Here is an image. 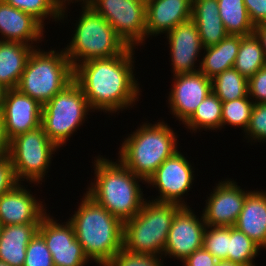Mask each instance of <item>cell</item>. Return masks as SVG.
Segmentation results:
<instances>
[{"label":"cell","mask_w":266,"mask_h":266,"mask_svg":"<svg viewBox=\"0 0 266 266\" xmlns=\"http://www.w3.org/2000/svg\"><path fill=\"white\" fill-rule=\"evenodd\" d=\"M24 266H54L52 254L38 232L27 245Z\"/></svg>","instance_id":"cell-35"},{"label":"cell","mask_w":266,"mask_h":266,"mask_svg":"<svg viewBox=\"0 0 266 266\" xmlns=\"http://www.w3.org/2000/svg\"><path fill=\"white\" fill-rule=\"evenodd\" d=\"M165 257L132 253L122 248L105 266H165Z\"/></svg>","instance_id":"cell-34"},{"label":"cell","mask_w":266,"mask_h":266,"mask_svg":"<svg viewBox=\"0 0 266 266\" xmlns=\"http://www.w3.org/2000/svg\"><path fill=\"white\" fill-rule=\"evenodd\" d=\"M40 223L2 226L0 232V261L11 266H24L26 248L38 232Z\"/></svg>","instance_id":"cell-22"},{"label":"cell","mask_w":266,"mask_h":266,"mask_svg":"<svg viewBox=\"0 0 266 266\" xmlns=\"http://www.w3.org/2000/svg\"><path fill=\"white\" fill-rule=\"evenodd\" d=\"M166 36L169 42L173 75L199 71L200 65L196 66V63L204 46L196 24L192 20H188L178 24Z\"/></svg>","instance_id":"cell-16"},{"label":"cell","mask_w":266,"mask_h":266,"mask_svg":"<svg viewBox=\"0 0 266 266\" xmlns=\"http://www.w3.org/2000/svg\"><path fill=\"white\" fill-rule=\"evenodd\" d=\"M218 260L204 247L195 250L190 256L182 261L183 266H212Z\"/></svg>","instance_id":"cell-40"},{"label":"cell","mask_w":266,"mask_h":266,"mask_svg":"<svg viewBox=\"0 0 266 266\" xmlns=\"http://www.w3.org/2000/svg\"><path fill=\"white\" fill-rule=\"evenodd\" d=\"M234 227L266 250V190H251Z\"/></svg>","instance_id":"cell-21"},{"label":"cell","mask_w":266,"mask_h":266,"mask_svg":"<svg viewBox=\"0 0 266 266\" xmlns=\"http://www.w3.org/2000/svg\"><path fill=\"white\" fill-rule=\"evenodd\" d=\"M251 23L266 24V0H244Z\"/></svg>","instance_id":"cell-39"},{"label":"cell","mask_w":266,"mask_h":266,"mask_svg":"<svg viewBox=\"0 0 266 266\" xmlns=\"http://www.w3.org/2000/svg\"><path fill=\"white\" fill-rule=\"evenodd\" d=\"M6 91H7V88L4 87L0 83V113L2 112V107H3V103H4V98H5Z\"/></svg>","instance_id":"cell-43"},{"label":"cell","mask_w":266,"mask_h":266,"mask_svg":"<svg viewBox=\"0 0 266 266\" xmlns=\"http://www.w3.org/2000/svg\"><path fill=\"white\" fill-rule=\"evenodd\" d=\"M212 266H242L238 263H233L231 261L223 260V261H218L216 264Z\"/></svg>","instance_id":"cell-44"},{"label":"cell","mask_w":266,"mask_h":266,"mask_svg":"<svg viewBox=\"0 0 266 266\" xmlns=\"http://www.w3.org/2000/svg\"><path fill=\"white\" fill-rule=\"evenodd\" d=\"M262 248L236 227H229L228 261L242 266H256L254 259Z\"/></svg>","instance_id":"cell-31"},{"label":"cell","mask_w":266,"mask_h":266,"mask_svg":"<svg viewBox=\"0 0 266 266\" xmlns=\"http://www.w3.org/2000/svg\"><path fill=\"white\" fill-rule=\"evenodd\" d=\"M193 0H151L146 4V38L167 34L191 20Z\"/></svg>","instance_id":"cell-19"},{"label":"cell","mask_w":266,"mask_h":266,"mask_svg":"<svg viewBox=\"0 0 266 266\" xmlns=\"http://www.w3.org/2000/svg\"><path fill=\"white\" fill-rule=\"evenodd\" d=\"M242 37V35H228L217 45L204 48V56L199 63V71L212 79L226 69L232 68Z\"/></svg>","instance_id":"cell-25"},{"label":"cell","mask_w":266,"mask_h":266,"mask_svg":"<svg viewBox=\"0 0 266 266\" xmlns=\"http://www.w3.org/2000/svg\"><path fill=\"white\" fill-rule=\"evenodd\" d=\"M73 80L74 67L64 50L44 51L35 48L16 89L43 106Z\"/></svg>","instance_id":"cell-6"},{"label":"cell","mask_w":266,"mask_h":266,"mask_svg":"<svg viewBox=\"0 0 266 266\" xmlns=\"http://www.w3.org/2000/svg\"><path fill=\"white\" fill-rule=\"evenodd\" d=\"M10 149V139L7 136L5 123L0 113V158L8 156Z\"/></svg>","instance_id":"cell-41"},{"label":"cell","mask_w":266,"mask_h":266,"mask_svg":"<svg viewBox=\"0 0 266 266\" xmlns=\"http://www.w3.org/2000/svg\"><path fill=\"white\" fill-rule=\"evenodd\" d=\"M179 204L145 200L141 210L124 222L123 248L132 253L163 256Z\"/></svg>","instance_id":"cell-7"},{"label":"cell","mask_w":266,"mask_h":266,"mask_svg":"<svg viewBox=\"0 0 266 266\" xmlns=\"http://www.w3.org/2000/svg\"><path fill=\"white\" fill-rule=\"evenodd\" d=\"M134 49L129 47L123 54L85 61L74 68V80L93 112L116 114L136 105L141 90L134 76Z\"/></svg>","instance_id":"cell-1"},{"label":"cell","mask_w":266,"mask_h":266,"mask_svg":"<svg viewBox=\"0 0 266 266\" xmlns=\"http://www.w3.org/2000/svg\"><path fill=\"white\" fill-rule=\"evenodd\" d=\"M212 192L205 200L202 211L206 226H235L246 196L251 191L242 189L232 179H226L219 181Z\"/></svg>","instance_id":"cell-14"},{"label":"cell","mask_w":266,"mask_h":266,"mask_svg":"<svg viewBox=\"0 0 266 266\" xmlns=\"http://www.w3.org/2000/svg\"><path fill=\"white\" fill-rule=\"evenodd\" d=\"M244 137L248 142H266V103L254 104Z\"/></svg>","instance_id":"cell-36"},{"label":"cell","mask_w":266,"mask_h":266,"mask_svg":"<svg viewBox=\"0 0 266 266\" xmlns=\"http://www.w3.org/2000/svg\"><path fill=\"white\" fill-rule=\"evenodd\" d=\"M253 34L259 40L266 58V24L254 26Z\"/></svg>","instance_id":"cell-42"},{"label":"cell","mask_w":266,"mask_h":266,"mask_svg":"<svg viewBox=\"0 0 266 266\" xmlns=\"http://www.w3.org/2000/svg\"><path fill=\"white\" fill-rule=\"evenodd\" d=\"M219 16L229 35L247 36L253 34L244 0H218Z\"/></svg>","instance_id":"cell-26"},{"label":"cell","mask_w":266,"mask_h":266,"mask_svg":"<svg viewBox=\"0 0 266 266\" xmlns=\"http://www.w3.org/2000/svg\"><path fill=\"white\" fill-rule=\"evenodd\" d=\"M23 182L0 196V222L2 226L40 223L47 214L43 201L35 198ZM45 207V208H44Z\"/></svg>","instance_id":"cell-17"},{"label":"cell","mask_w":266,"mask_h":266,"mask_svg":"<svg viewBox=\"0 0 266 266\" xmlns=\"http://www.w3.org/2000/svg\"><path fill=\"white\" fill-rule=\"evenodd\" d=\"M89 111L92 112L81 87L73 80L42 106L41 125L60 149L83 125Z\"/></svg>","instance_id":"cell-8"},{"label":"cell","mask_w":266,"mask_h":266,"mask_svg":"<svg viewBox=\"0 0 266 266\" xmlns=\"http://www.w3.org/2000/svg\"><path fill=\"white\" fill-rule=\"evenodd\" d=\"M57 150L59 148L48 138L42 125L12 138L8 156L16 180L42 184L51 166L52 154Z\"/></svg>","instance_id":"cell-9"},{"label":"cell","mask_w":266,"mask_h":266,"mask_svg":"<svg viewBox=\"0 0 266 266\" xmlns=\"http://www.w3.org/2000/svg\"><path fill=\"white\" fill-rule=\"evenodd\" d=\"M205 228L203 215L199 219L190 206H182L173 218L163 255L182 262L203 247Z\"/></svg>","instance_id":"cell-13"},{"label":"cell","mask_w":266,"mask_h":266,"mask_svg":"<svg viewBox=\"0 0 266 266\" xmlns=\"http://www.w3.org/2000/svg\"><path fill=\"white\" fill-rule=\"evenodd\" d=\"M203 247L218 261H228L229 227L206 226L203 235Z\"/></svg>","instance_id":"cell-33"},{"label":"cell","mask_w":266,"mask_h":266,"mask_svg":"<svg viewBox=\"0 0 266 266\" xmlns=\"http://www.w3.org/2000/svg\"><path fill=\"white\" fill-rule=\"evenodd\" d=\"M211 81L212 92L222 102L249 97L248 79L242 76L234 67L217 74Z\"/></svg>","instance_id":"cell-29"},{"label":"cell","mask_w":266,"mask_h":266,"mask_svg":"<svg viewBox=\"0 0 266 266\" xmlns=\"http://www.w3.org/2000/svg\"><path fill=\"white\" fill-rule=\"evenodd\" d=\"M0 266H11V265L7 264L6 262L0 261Z\"/></svg>","instance_id":"cell-46"},{"label":"cell","mask_w":266,"mask_h":266,"mask_svg":"<svg viewBox=\"0 0 266 266\" xmlns=\"http://www.w3.org/2000/svg\"><path fill=\"white\" fill-rule=\"evenodd\" d=\"M254 102L249 97L238 98L223 102L221 129L226 125L240 127L246 131L248 128Z\"/></svg>","instance_id":"cell-32"},{"label":"cell","mask_w":266,"mask_h":266,"mask_svg":"<svg viewBox=\"0 0 266 266\" xmlns=\"http://www.w3.org/2000/svg\"><path fill=\"white\" fill-rule=\"evenodd\" d=\"M86 1L87 0H60L62 5H64V4H66V5L68 4L69 5V4H71V2L73 4V2L76 3V2H86Z\"/></svg>","instance_id":"cell-45"},{"label":"cell","mask_w":266,"mask_h":266,"mask_svg":"<svg viewBox=\"0 0 266 266\" xmlns=\"http://www.w3.org/2000/svg\"><path fill=\"white\" fill-rule=\"evenodd\" d=\"M265 65L266 58L259 40L254 34L243 36L233 67L249 79Z\"/></svg>","instance_id":"cell-27"},{"label":"cell","mask_w":266,"mask_h":266,"mask_svg":"<svg viewBox=\"0 0 266 266\" xmlns=\"http://www.w3.org/2000/svg\"><path fill=\"white\" fill-rule=\"evenodd\" d=\"M173 78L168 94V108L176 120L184 124L212 92V81L200 71L173 75Z\"/></svg>","instance_id":"cell-15"},{"label":"cell","mask_w":266,"mask_h":266,"mask_svg":"<svg viewBox=\"0 0 266 266\" xmlns=\"http://www.w3.org/2000/svg\"><path fill=\"white\" fill-rule=\"evenodd\" d=\"M18 183L10 157L0 158V196L11 190Z\"/></svg>","instance_id":"cell-38"},{"label":"cell","mask_w":266,"mask_h":266,"mask_svg":"<svg viewBox=\"0 0 266 266\" xmlns=\"http://www.w3.org/2000/svg\"><path fill=\"white\" fill-rule=\"evenodd\" d=\"M36 45L0 40V83L7 89H16L28 58Z\"/></svg>","instance_id":"cell-24"},{"label":"cell","mask_w":266,"mask_h":266,"mask_svg":"<svg viewBox=\"0 0 266 266\" xmlns=\"http://www.w3.org/2000/svg\"><path fill=\"white\" fill-rule=\"evenodd\" d=\"M46 214L38 228L47 248L52 254L54 266H84L90 261L85 255L82 245L75 236L69 221L57 223V219Z\"/></svg>","instance_id":"cell-12"},{"label":"cell","mask_w":266,"mask_h":266,"mask_svg":"<svg viewBox=\"0 0 266 266\" xmlns=\"http://www.w3.org/2000/svg\"><path fill=\"white\" fill-rule=\"evenodd\" d=\"M79 5L81 15L69 45L63 49L74 68L85 61L115 57L129 48L104 17L86 2Z\"/></svg>","instance_id":"cell-5"},{"label":"cell","mask_w":266,"mask_h":266,"mask_svg":"<svg viewBox=\"0 0 266 266\" xmlns=\"http://www.w3.org/2000/svg\"><path fill=\"white\" fill-rule=\"evenodd\" d=\"M248 95L254 104L266 103V65L248 79Z\"/></svg>","instance_id":"cell-37"},{"label":"cell","mask_w":266,"mask_h":266,"mask_svg":"<svg viewBox=\"0 0 266 266\" xmlns=\"http://www.w3.org/2000/svg\"><path fill=\"white\" fill-rule=\"evenodd\" d=\"M84 194L67 220L88 259L105 266L123 248L124 223Z\"/></svg>","instance_id":"cell-3"},{"label":"cell","mask_w":266,"mask_h":266,"mask_svg":"<svg viewBox=\"0 0 266 266\" xmlns=\"http://www.w3.org/2000/svg\"><path fill=\"white\" fill-rule=\"evenodd\" d=\"M94 159V182L91 181L86 194L123 223L132 219L146 200L139 184L146 181L119 159L114 162L100 155Z\"/></svg>","instance_id":"cell-2"},{"label":"cell","mask_w":266,"mask_h":266,"mask_svg":"<svg viewBox=\"0 0 266 266\" xmlns=\"http://www.w3.org/2000/svg\"><path fill=\"white\" fill-rule=\"evenodd\" d=\"M194 167L181 151H176L166 159L146 181L158 190L159 196L152 200L167 203H176L180 206H189L185 202L184 194L191 190L195 180Z\"/></svg>","instance_id":"cell-11"},{"label":"cell","mask_w":266,"mask_h":266,"mask_svg":"<svg viewBox=\"0 0 266 266\" xmlns=\"http://www.w3.org/2000/svg\"><path fill=\"white\" fill-rule=\"evenodd\" d=\"M139 1L143 2L144 4H147V3H149L151 0H139Z\"/></svg>","instance_id":"cell-47"},{"label":"cell","mask_w":266,"mask_h":266,"mask_svg":"<svg viewBox=\"0 0 266 266\" xmlns=\"http://www.w3.org/2000/svg\"><path fill=\"white\" fill-rule=\"evenodd\" d=\"M191 20L198 28L204 48L217 45L229 35L219 16L218 0H193Z\"/></svg>","instance_id":"cell-23"},{"label":"cell","mask_w":266,"mask_h":266,"mask_svg":"<svg viewBox=\"0 0 266 266\" xmlns=\"http://www.w3.org/2000/svg\"><path fill=\"white\" fill-rule=\"evenodd\" d=\"M86 3L106 19L128 47L143 45L146 4L139 0H87Z\"/></svg>","instance_id":"cell-10"},{"label":"cell","mask_w":266,"mask_h":266,"mask_svg":"<svg viewBox=\"0 0 266 266\" xmlns=\"http://www.w3.org/2000/svg\"><path fill=\"white\" fill-rule=\"evenodd\" d=\"M43 29L44 26L32 15L0 0V40L32 45L42 41Z\"/></svg>","instance_id":"cell-20"},{"label":"cell","mask_w":266,"mask_h":266,"mask_svg":"<svg viewBox=\"0 0 266 266\" xmlns=\"http://www.w3.org/2000/svg\"><path fill=\"white\" fill-rule=\"evenodd\" d=\"M1 114L11 140L41 125L42 105L17 89H7Z\"/></svg>","instance_id":"cell-18"},{"label":"cell","mask_w":266,"mask_h":266,"mask_svg":"<svg viewBox=\"0 0 266 266\" xmlns=\"http://www.w3.org/2000/svg\"><path fill=\"white\" fill-rule=\"evenodd\" d=\"M9 5L32 15L43 26L45 19L52 18L54 21H64L67 14L66 4L62 5L60 0H4ZM49 17V18H48Z\"/></svg>","instance_id":"cell-30"},{"label":"cell","mask_w":266,"mask_h":266,"mask_svg":"<svg viewBox=\"0 0 266 266\" xmlns=\"http://www.w3.org/2000/svg\"><path fill=\"white\" fill-rule=\"evenodd\" d=\"M223 102L211 92L198 106L194 114L184 123L191 133L206 130H221Z\"/></svg>","instance_id":"cell-28"},{"label":"cell","mask_w":266,"mask_h":266,"mask_svg":"<svg viewBox=\"0 0 266 266\" xmlns=\"http://www.w3.org/2000/svg\"><path fill=\"white\" fill-rule=\"evenodd\" d=\"M178 135L165 121L144 122L123 139L118 159L134 174L147 181L176 151Z\"/></svg>","instance_id":"cell-4"}]
</instances>
